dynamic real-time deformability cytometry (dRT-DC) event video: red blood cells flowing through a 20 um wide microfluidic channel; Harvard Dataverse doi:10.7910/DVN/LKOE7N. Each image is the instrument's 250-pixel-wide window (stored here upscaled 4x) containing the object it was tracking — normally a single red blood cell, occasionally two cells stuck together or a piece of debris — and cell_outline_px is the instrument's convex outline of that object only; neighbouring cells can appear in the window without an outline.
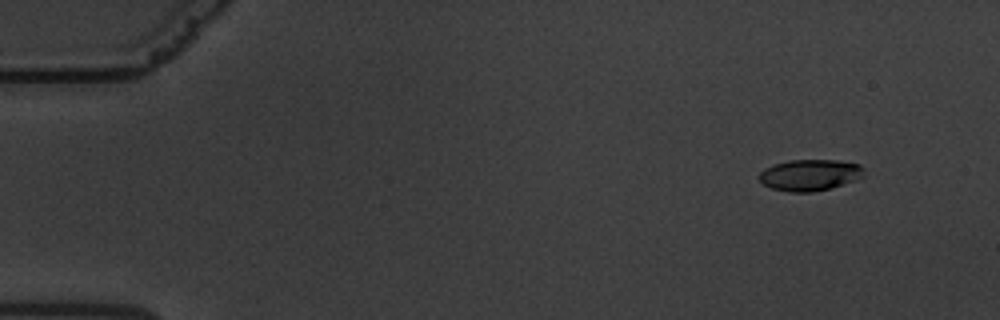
{"species": "common noctule bat (a hibernating species)", "species_latin": "Nyctalus noctula", "temperature_condition": "warm", "stored_images_in_passage": 57, "camera_frame_rate_fps": 3000, "um_per_image_px": 0.085, "animal": {"sex": "male", "body_mass_g": 19.5, "forearm_length_mm": 54.6}, "frame": {"image": 1, "passage_image": 2, "time_ms": 0.333, "image_size_px": [1000, 320], "cell_outline_px": [[864, 176], [856, 180], [832, 188], [812, 192], [788, 192], [772, 188], [764, 184], [760, 180], [760, 172], [764, 168], [772, 164], [788, 160], [836, 160], [860, 164], [864, 168]], "centroid_in_image_um": [68.86, 14.87], "position_along_channel_um": 16.1, "area_um2": 19.31}}
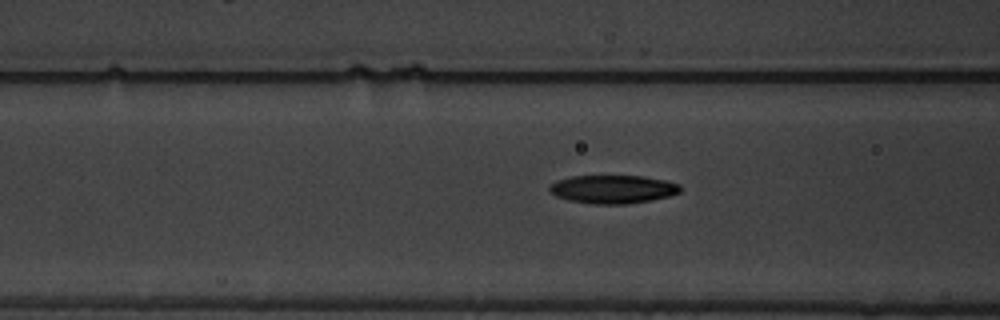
{"frame": {"image": 2, "passage_image": 21, "time_ms": 6.667, "image_size_px": [1000, 320], "cell_outline_px": [[680, 192], [668, 196], [652, 200], [624, 204], [592, 204], [568, 200], [556, 196], [548, 188], [556, 180], [572, 176], [644, 176], [664, 180], [680, 184]], "centroid_in_image_um": [52.09, 16.08], "position_along_channel_um": 114.5, "area_um2": 21.5}}
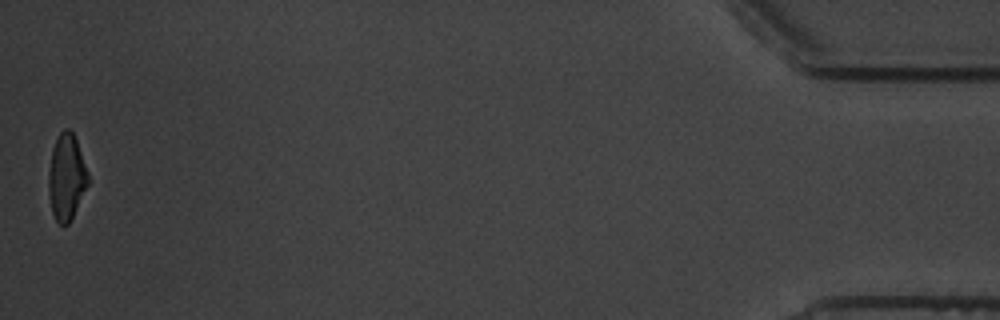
{"frame": {"image": 3, "passage_image": 57, "time_ms": 18.667, "image_size_px": [1000, 320], "cell_outline_px": [[88, 184], [68, 224], [60, 224], [56, 220], [52, 212], [48, 192], [48, 172], [52, 148], [60, 132], [64, 128], [68, 128], [72, 132], [76, 140], [88, 172]], "centroid_in_image_um": [5.63, 15.03], "position_along_channel_um": 429.6, "area_um2": 19.54}, "authors_computed_cell_mechanics": {"area_um2": 21.1548, "velocity_mm_per_s": 3.3713, "shape_relaxation_time_tau1_ms": 4.7298, "shape_relaxation_time_tau2_ms": 3.6644, "deformation_change_tau1": 0.1725, "deformation_change_tau2": 0.1018}}